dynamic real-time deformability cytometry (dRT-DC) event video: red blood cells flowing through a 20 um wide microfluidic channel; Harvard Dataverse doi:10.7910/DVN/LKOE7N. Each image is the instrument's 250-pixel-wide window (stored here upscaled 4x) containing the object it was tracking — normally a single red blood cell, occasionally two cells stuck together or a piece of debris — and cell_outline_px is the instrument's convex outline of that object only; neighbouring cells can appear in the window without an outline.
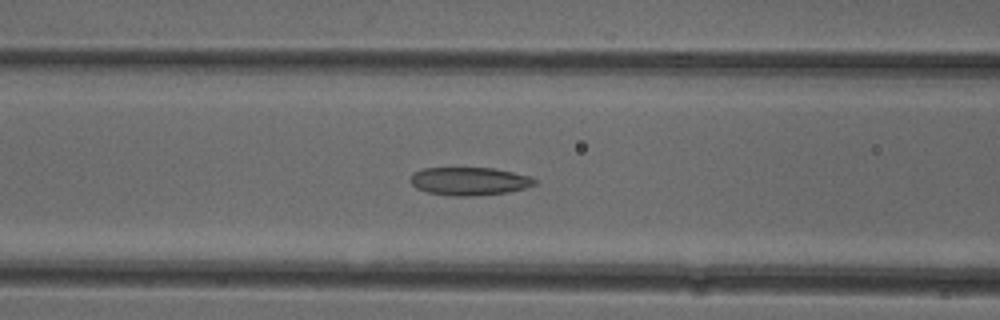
{"species": "common noctule bat (a hibernating species)", "species_latin": "Nyctalus noctula", "temperature_condition": "cold", "stored_images_in_passage": 52, "camera_frame_rate_fps": 3000, "um_per_image_px": 0.085, "animal": {"sex": "female"}, "frame": {"image": 1, "passage_image": 21, "time_ms": 6.667, "image_size_px": [1000, 320], "cell_outline_px": [[536, 184], [528, 188], [508, 192], [472, 196], [452, 196], [428, 192], [416, 188], [408, 180], [416, 172], [424, 168], [496, 168], [532, 176], [536, 180]], "centroid_in_image_um": [39.95, 15.4], "position_along_channel_um": 126.7, "area_um2": 20.46}}
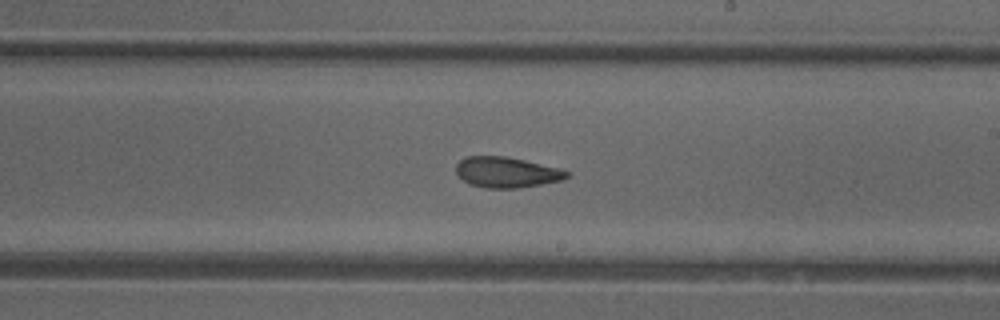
{"frame": {"image": 2, "passage_image": 30, "time_ms": 9.667, "image_size_px": [1000, 320], "cell_outline_px": [[572, 176], [564, 180], [520, 188], [484, 188], [472, 184], [464, 180], [456, 172], [456, 164], [464, 156], [504, 156], [524, 160], [556, 168], [568, 172]], "centroid_in_image_um": [43.06, 14.65], "position_along_channel_um": 245.9, "area_um2": 19.65}}
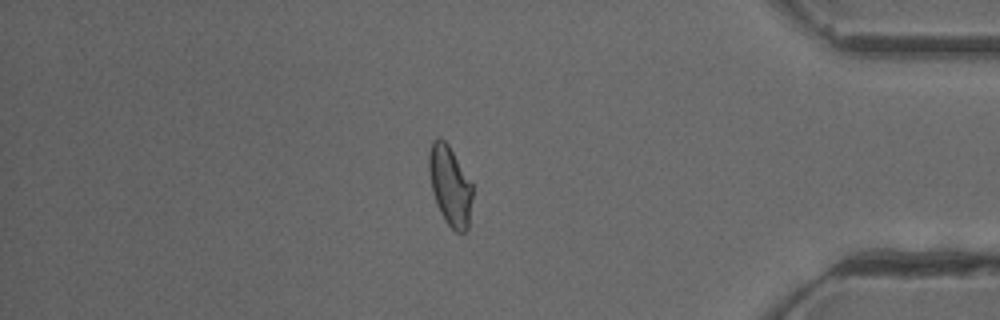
{"frame": {"image": 3, "passage_image": 44, "time_ms": 14.333, "image_size_px": [1000, 320], "cell_outline_px": [[472, 196], [468, 228], [464, 232], [456, 232], [444, 220], [436, 204], [432, 192], [428, 172], [428, 152], [432, 140], [440, 136], [448, 144], [472, 184]], "centroid_in_image_um": [38.21, 15.76], "position_along_channel_um": 397.0, "area_um2": 20.29}, "authors_computed_cell_mechanics": {"area_um2": 20.808, "velocity_mm_per_s": 3.9758, "shape_relaxation_time_tau1_ms": null, "shape_relaxation_time_tau2_ms": 3.1518, "deformation_change_tau1": null, "deformation_change_tau2": 0.1138}}